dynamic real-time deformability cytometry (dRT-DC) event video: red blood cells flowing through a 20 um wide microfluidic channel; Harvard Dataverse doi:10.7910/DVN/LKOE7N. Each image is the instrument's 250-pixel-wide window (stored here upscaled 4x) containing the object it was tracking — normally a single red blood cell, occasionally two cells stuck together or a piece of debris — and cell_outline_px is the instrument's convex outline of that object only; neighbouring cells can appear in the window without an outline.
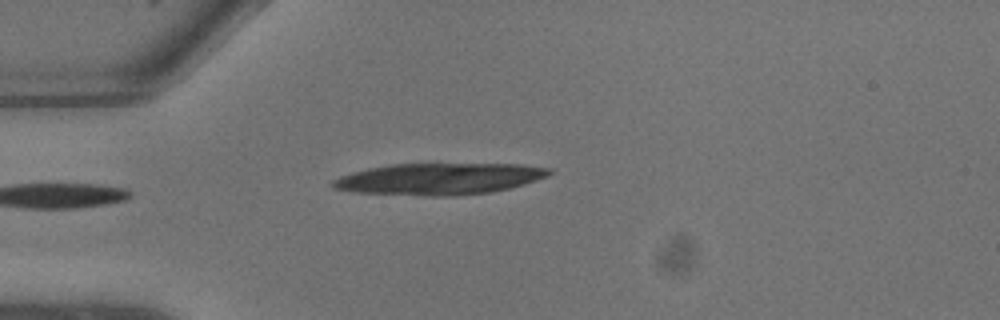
{"species": "common noctule bat (a hibernating species)", "species_latin": "Nyctalus noctula", "temperature_condition": "warm", "stored_images_in_passage": 6, "camera_frame_rate_fps": 3000, "um_per_image_px": 0.085, "animal": {"sex": "male", "body_mass_g": 13.3}, "frame": {"image": 1, "passage_image": 1, "time_ms": 0.0, "image_size_px": [1000, 320], "cell_outline_px": [[552, 172], [548, 176], [524, 184], [492, 192], [456, 196], [424, 196], [356, 192], [332, 188], [332, 180], [340, 176], [352, 172], [368, 168], [392, 164], [520, 164], [552, 168]], "centroid_in_image_um": [37.34, 15.21], "position_along_channel_um": 47.7, "area_um2": 39.88}}
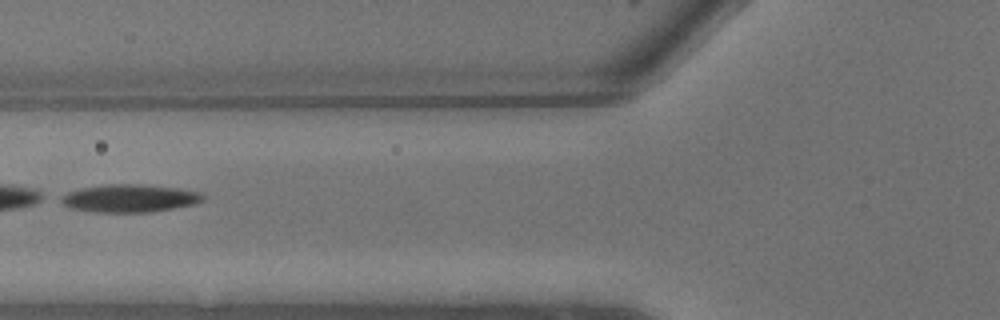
{"frame": {"image": 2, "passage_image": 4, "time_ms": 1.0, "image_size_px": [1000, 320], "cell_outline_px": [[204, 200], [196, 204], [152, 212], [92, 212], [68, 208], [56, 200], [60, 196], [68, 192], [80, 188], [108, 184], [136, 184], [176, 188], [200, 192], [204, 196]], "centroid_in_image_um": [10.95, 16.86], "position_along_channel_um": 114.9, "area_um2": 23.24}}